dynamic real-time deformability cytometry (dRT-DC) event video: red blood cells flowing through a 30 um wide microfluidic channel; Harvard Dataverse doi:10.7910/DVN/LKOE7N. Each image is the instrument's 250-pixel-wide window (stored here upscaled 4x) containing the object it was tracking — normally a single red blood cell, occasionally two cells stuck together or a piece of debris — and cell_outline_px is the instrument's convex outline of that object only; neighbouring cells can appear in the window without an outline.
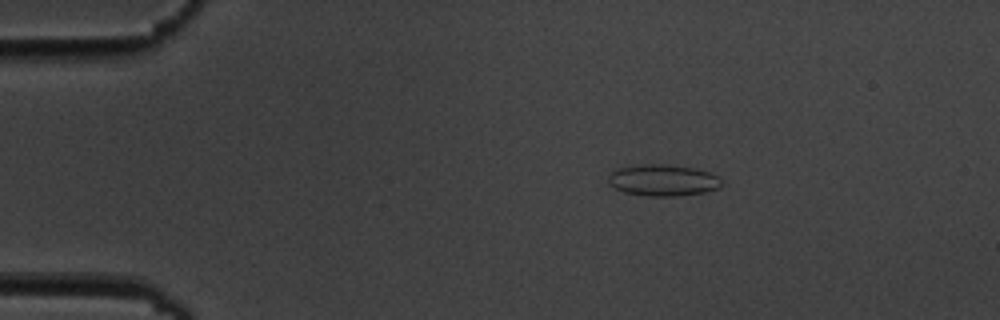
{"species": "common noctule bat (a hibernating species)", "species_latin": "Nyctalus noctula", "temperature_condition": "cold", "stored_images_in_passage": 3, "camera_frame_rate_fps": 3000, "um_per_image_px": 0.085, "animal": {"sex": "male", "body_mass_g": 19.5, "forearm_length_mm": 54.6}, "frame": {"image": 1, "passage_image": 1, "time_ms": 0.0, "image_size_px": [1000, 320], "cell_outline_px": [[724, 184], [720, 188], [704, 192], [676, 196], [648, 196], [624, 192], [608, 184], [608, 176], [616, 168], [640, 164], [664, 164], [692, 168], [708, 172], [720, 176]], "centroid_in_image_um": [56.37, 15.32], "position_along_channel_um": 28.6, "area_um2": 20.92}}